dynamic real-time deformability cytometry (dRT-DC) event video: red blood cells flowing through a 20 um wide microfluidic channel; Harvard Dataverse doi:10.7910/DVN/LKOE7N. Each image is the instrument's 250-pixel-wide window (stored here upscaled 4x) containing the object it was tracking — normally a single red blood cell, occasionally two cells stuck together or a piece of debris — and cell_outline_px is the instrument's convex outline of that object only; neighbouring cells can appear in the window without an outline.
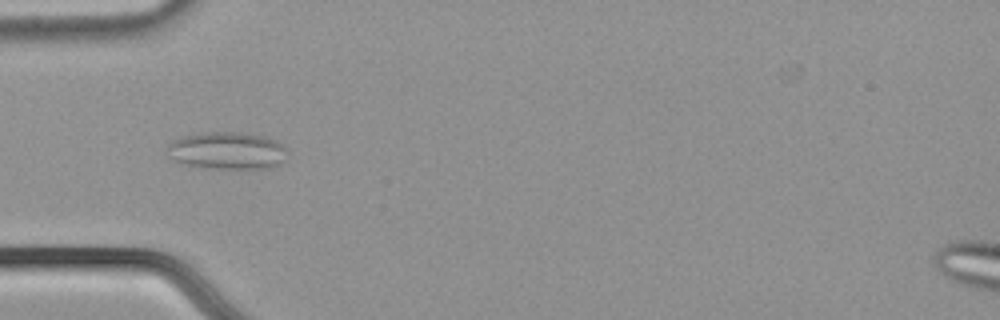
{"species": "common noctule bat (a hibernating species)", "species_latin": "Nyctalus noctula", "temperature_condition": "cold", "stored_images_in_passage": 42, "camera_frame_rate_fps": 3000, "um_per_image_px": 0.085, "animal": {"sex": "male", "body_mass_g": 21.5, "forearm_length_mm": 52.0}, "frame": {"image": 1, "passage_image": 5, "time_ms": 1.333, "image_size_px": [1000, 320], "cell_outline_px": [[288, 152], [284, 160], [280, 164], [268, 168], [200, 168], [184, 164], [172, 160], [168, 156], [168, 144], [172, 140], [196, 132], [240, 132], [264, 136], [276, 140]], "centroid_in_image_um": [19.27, 12.8], "position_along_channel_um": 65.7, "area_um2": 26.41}}
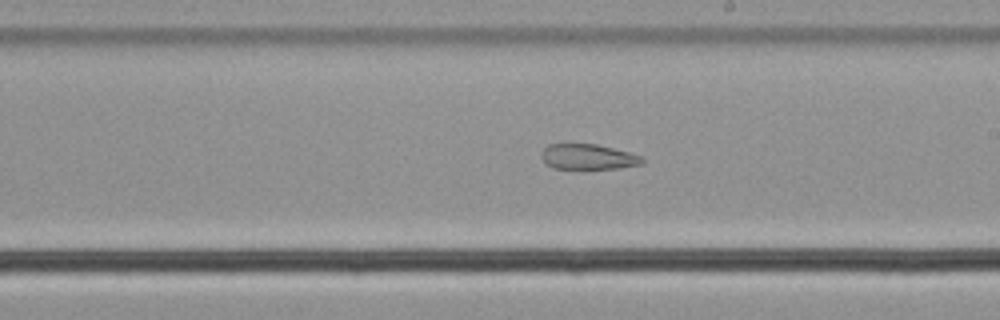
{"frame": {"image": 2, "passage_image": 19, "time_ms": 6.0, "image_size_px": [1000, 320], "cell_outline_px": [[644, 164], [620, 168], [552, 168], [540, 156], [544, 148], [548, 144], [596, 144], [644, 156]], "centroid_in_image_um": [50.03, 13.32], "position_along_channel_um": 239.0, "area_um2": 14.8}}
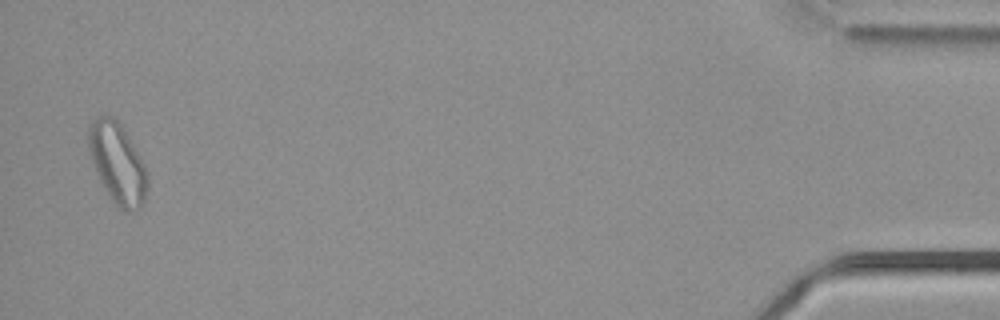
{"frame": {"image": 3, "passage_image": 41, "time_ms": 13.333, "image_size_px": [1000, 320], "cell_outline_px": [[148, 188], [144, 200], [136, 208], [128, 212], [124, 212], [108, 196], [96, 172], [88, 148], [88, 132], [96, 116], [104, 112], [112, 116], [124, 128], [144, 164], [148, 172]], "centroid_in_image_um": [9.99, 13.84], "position_along_channel_um": 425.2, "area_um2": 27.57}, "authors_computed_cell_mechanics": {"area_um2": 19.8832, "velocity_mm_per_s": 3.7526, "shape_relaxation_time_tau1_ms": null, "shape_relaxation_time_tau2_ms": 3.5639, "deformation_change_tau1": null, "deformation_change_tau2": 0.1069}}